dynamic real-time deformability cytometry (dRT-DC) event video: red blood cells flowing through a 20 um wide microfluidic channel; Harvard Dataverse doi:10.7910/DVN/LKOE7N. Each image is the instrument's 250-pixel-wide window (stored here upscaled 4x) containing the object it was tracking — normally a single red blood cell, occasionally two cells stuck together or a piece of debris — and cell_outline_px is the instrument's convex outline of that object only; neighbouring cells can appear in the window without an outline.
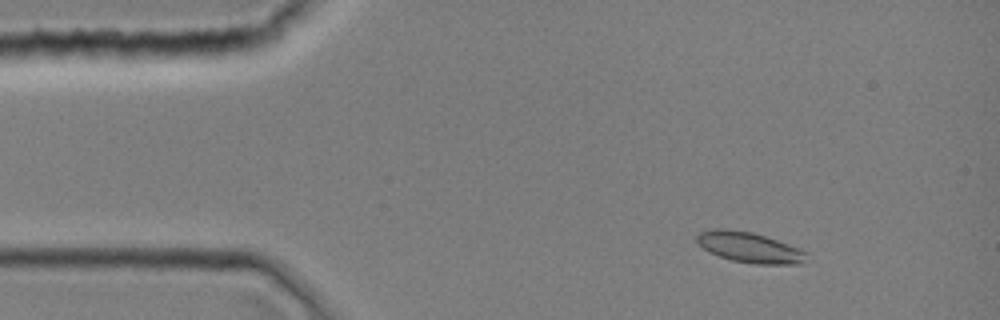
{"species": "common noctule bat (a hibernating species)", "species_latin": "Nyctalus noctula", "temperature_condition": "room temperature", "stored_images_in_passage": 10, "camera_frame_rate_fps": 3000, "um_per_image_px": 0.085, "animal": {"sex": "female", "body_mass_g": 19.0, "forearm_length_mm": 51.5}, "frame": {"image": 1, "passage_image": 5, "time_ms": 1.333, "image_size_px": [1000, 320], "cell_outline_px": [[808, 252], [800, 264], [756, 264], [732, 260], [720, 256], [704, 248], [696, 240], [696, 236], [700, 232], [712, 228], [724, 228], [752, 232], [800, 248]], "centroid_in_image_um": [63.7, 21.01], "position_along_channel_um": 21.3, "area_um2": 19.19}}